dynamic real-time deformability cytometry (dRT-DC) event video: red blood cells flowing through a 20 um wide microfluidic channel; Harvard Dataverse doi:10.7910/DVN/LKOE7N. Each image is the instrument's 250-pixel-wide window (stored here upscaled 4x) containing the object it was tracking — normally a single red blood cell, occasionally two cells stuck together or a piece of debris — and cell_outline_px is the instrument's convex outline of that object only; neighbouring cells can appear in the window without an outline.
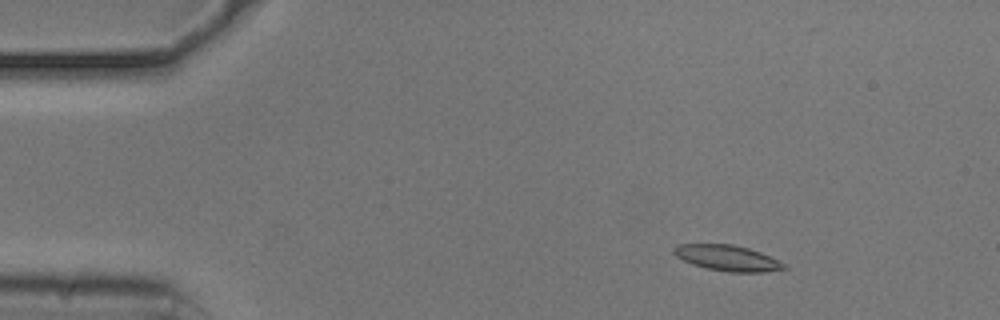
{"species": "common noctule bat (a hibernating species)", "species_latin": "Nyctalus noctula", "temperature_condition": "cold", "stored_images_in_passage": 12, "camera_frame_rate_fps": 3000, "um_per_image_px": 0.085, "animal": {"sex": "male", "body_mass_g": 20.5, "forearm_length_mm": 52.5}, "frame": {"image": 1, "passage_image": 7, "time_ms": 2.0, "image_size_px": [1000, 320], "cell_outline_px": [[788, 268], [764, 272], [728, 272], [708, 268], [692, 264], [676, 256], [672, 252], [672, 248], [676, 244], [732, 244], [748, 248], [760, 252], [784, 264]], "centroid_in_image_um": [61.78, 21.92], "position_along_channel_um": 23.2, "area_um2": 16.36}}